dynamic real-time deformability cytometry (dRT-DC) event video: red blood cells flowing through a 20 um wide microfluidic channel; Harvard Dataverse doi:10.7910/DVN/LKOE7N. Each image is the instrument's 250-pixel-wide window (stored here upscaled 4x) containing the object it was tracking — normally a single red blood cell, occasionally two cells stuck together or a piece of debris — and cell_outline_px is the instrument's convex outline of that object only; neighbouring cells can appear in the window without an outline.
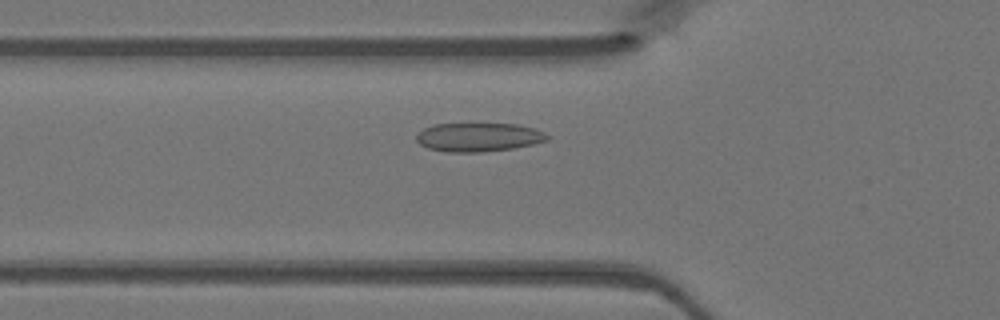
{"species": "Egyptian fruit bat (a non-hibernating species)", "species_latin": "Rousettus aegyptiacus", "temperature_condition": "warm", "stored_images_in_passage": 42, "camera_frame_rate_fps": 3000, "um_per_image_px": 0.085, "animal": {"sex": "female"}, "frame": {"image": 1, "passage_image": 11, "time_ms": 3.333, "image_size_px": [1000, 320], "cell_outline_px": [[552, 136], [548, 140], [532, 144], [512, 148], [480, 152], [448, 152], [428, 148], [420, 144], [416, 140], [416, 136], [424, 128], [436, 124], [520, 124], [536, 128]], "centroid_in_image_um": [40.72, 11.65], "position_along_channel_um": 85.1, "area_um2": 21.91}}
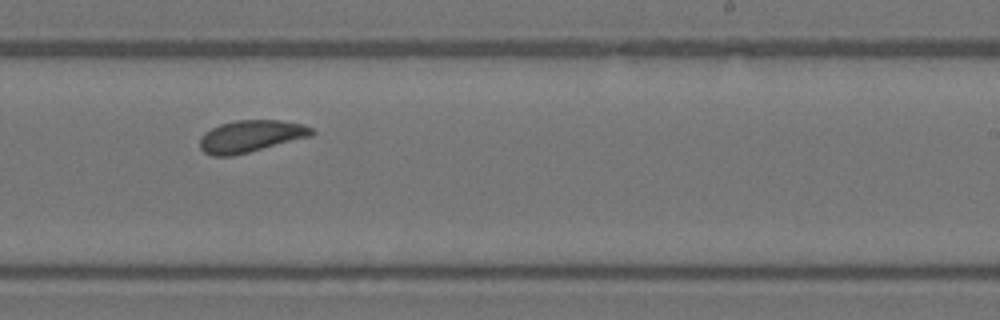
{"frame": {"image": 2, "passage_image": 24, "time_ms": 7.667, "image_size_px": [1000, 320], "cell_outline_px": [[316, 132], [312, 136], [232, 156], [212, 156], [204, 152], [200, 148], [200, 136], [204, 132], [220, 124], [236, 120], [280, 120], [304, 124], [312, 128]], "centroid_in_image_um": [21.32, 11.57], "position_along_channel_um": 267.7, "area_um2": 20.92}}
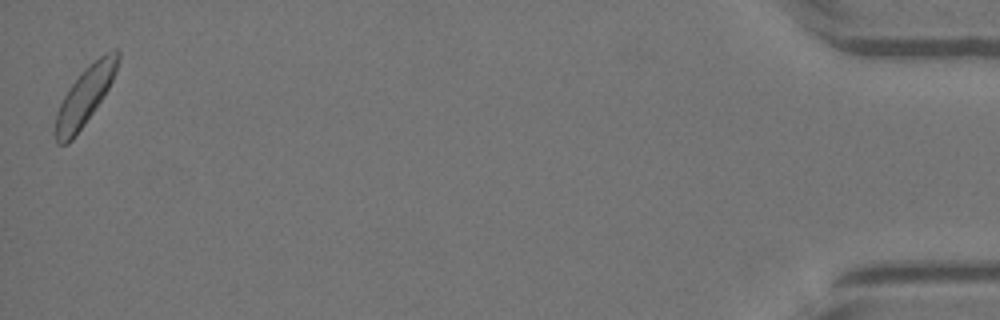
{"frame": {"image": 3, "passage_image": 42, "time_ms": 13.667, "image_size_px": [1000, 320], "cell_outline_px": [[120, 56], [116, 72], [108, 88], [84, 124], [72, 140], [68, 144], [56, 144], [52, 132], [56, 112], [68, 88], [80, 72], [84, 68], [104, 52], [116, 48], [120, 48]], "centroid_in_image_um": [7.18, 8.16], "position_along_channel_um": 428.0, "area_um2": 21.33}}